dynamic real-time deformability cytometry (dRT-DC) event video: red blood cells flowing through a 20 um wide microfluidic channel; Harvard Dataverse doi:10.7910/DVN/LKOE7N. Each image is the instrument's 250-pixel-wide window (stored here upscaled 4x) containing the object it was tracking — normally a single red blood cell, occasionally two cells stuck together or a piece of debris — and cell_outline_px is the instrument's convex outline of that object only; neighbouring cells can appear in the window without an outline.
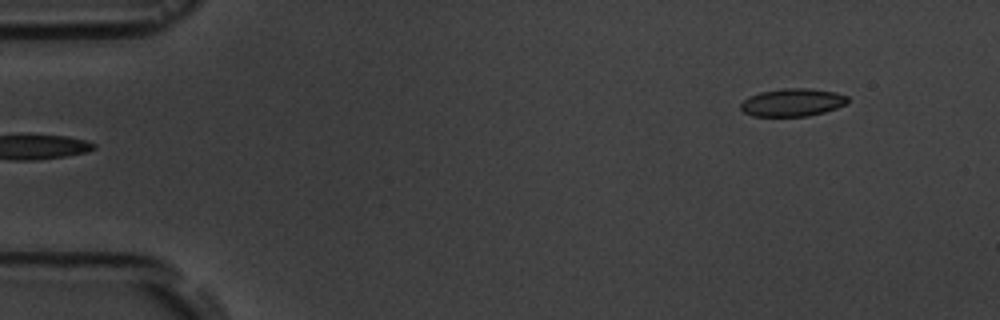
{"species": "common noctule bat (a hibernating species)", "species_latin": "Nyctalus noctula", "temperature_condition": "room temperature", "stored_images_in_passage": 6, "segment_of_instrument_passage": [2, 2], "camera_frame_rate_fps": 3000, "um_per_image_px": 0.085, "animal": {"sex": "male", "body_mass_g": 19.5, "forearm_length_mm": 54.6}, "frame": {"image": 1, "passage_image": 6, "time_ms": 5.333, "image_size_px": [1000, 320], "cell_outline_px": [[848, 104], [824, 112], [808, 116], [752, 116], [744, 112], [740, 108], [740, 104], [748, 96], [760, 92], [784, 88], [808, 88], [836, 92], [848, 96]], "centroid_in_image_um": [67.37, 8.7], "position_along_channel_um": 17.6, "area_um2": 17.46}}